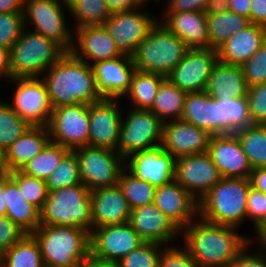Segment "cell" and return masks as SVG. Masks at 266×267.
<instances>
[{
  "instance_id": "obj_1",
  "label": "cell",
  "mask_w": 266,
  "mask_h": 267,
  "mask_svg": "<svg viewBox=\"0 0 266 267\" xmlns=\"http://www.w3.org/2000/svg\"><path fill=\"white\" fill-rule=\"evenodd\" d=\"M235 227L206 222L199 217L181 230L185 249L198 267L232 265L238 254L251 244Z\"/></svg>"
},
{
  "instance_id": "obj_2",
  "label": "cell",
  "mask_w": 266,
  "mask_h": 267,
  "mask_svg": "<svg viewBox=\"0 0 266 267\" xmlns=\"http://www.w3.org/2000/svg\"><path fill=\"white\" fill-rule=\"evenodd\" d=\"M43 80L52 108L91 104L103 99L92 65L66 52L46 72ZM48 75V76H47Z\"/></svg>"
},
{
  "instance_id": "obj_3",
  "label": "cell",
  "mask_w": 266,
  "mask_h": 267,
  "mask_svg": "<svg viewBox=\"0 0 266 267\" xmlns=\"http://www.w3.org/2000/svg\"><path fill=\"white\" fill-rule=\"evenodd\" d=\"M31 235L45 267H81L91 255L90 232L84 228L40 225Z\"/></svg>"
},
{
  "instance_id": "obj_4",
  "label": "cell",
  "mask_w": 266,
  "mask_h": 267,
  "mask_svg": "<svg viewBox=\"0 0 266 267\" xmlns=\"http://www.w3.org/2000/svg\"><path fill=\"white\" fill-rule=\"evenodd\" d=\"M250 186L249 179L222 177L198 201V217L209 223L238 228L247 216V196Z\"/></svg>"
},
{
  "instance_id": "obj_5",
  "label": "cell",
  "mask_w": 266,
  "mask_h": 267,
  "mask_svg": "<svg viewBox=\"0 0 266 267\" xmlns=\"http://www.w3.org/2000/svg\"><path fill=\"white\" fill-rule=\"evenodd\" d=\"M187 45L163 24L157 23L131 55L135 70L167 77L182 61Z\"/></svg>"
},
{
  "instance_id": "obj_6",
  "label": "cell",
  "mask_w": 266,
  "mask_h": 267,
  "mask_svg": "<svg viewBox=\"0 0 266 267\" xmlns=\"http://www.w3.org/2000/svg\"><path fill=\"white\" fill-rule=\"evenodd\" d=\"M66 52L56 41L25 27L10 49L11 78L40 77Z\"/></svg>"
},
{
  "instance_id": "obj_7",
  "label": "cell",
  "mask_w": 266,
  "mask_h": 267,
  "mask_svg": "<svg viewBox=\"0 0 266 267\" xmlns=\"http://www.w3.org/2000/svg\"><path fill=\"white\" fill-rule=\"evenodd\" d=\"M40 214L41 225L84 228L91 233L90 190L81 183L48 191Z\"/></svg>"
},
{
  "instance_id": "obj_8",
  "label": "cell",
  "mask_w": 266,
  "mask_h": 267,
  "mask_svg": "<svg viewBox=\"0 0 266 267\" xmlns=\"http://www.w3.org/2000/svg\"><path fill=\"white\" fill-rule=\"evenodd\" d=\"M62 6L68 9L67 0H24V23L27 27V22L30 21L34 26V30L30 31L56 41L67 52H70L74 42V29L71 31L66 26L64 16L66 8Z\"/></svg>"
},
{
  "instance_id": "obj_9",
  "label": "cell",
  "mask_w": 266,
  "mask_h": 267,
  "mask_svg": "<svg viewBox=\"0 0 266 267\" xmlns=\"http://www.w3.org/2000/svg\"><path fill=\"white\" fill-rule=\"evenodd\" d=\"M122 119L117 152L124 159L161 145L163 122L151 110L133 108Z\"/></svg>"
},
{
  "instance_id": "obj_10",
  "label": "cell",
  "mask_w": 266,
  "mask_h": 267,
  "mask_svg": "<svg viewBox=\"0 0 266 267\" xmlns=\"http://www.w3.org/2000/svg\"><path fill=\"white\" fill-rule=\"evenodd\" d=\"M73 151L79 161L80 180L90 191L118 185L125 159L117 151L91 146Z\"/></svg>"
},
{
  "instance_id": "obj_11",
  "label": "cell",
  "mask_w": 266,
  "mask_h": 267,
  "mask_svg": "<svg viewBox=\"0 0 266 267\" xmlns=\"http://www.w3.org/2000/svg\"><path fill=\"white\" fill-rule=\"evenodd\" d=\"M47 128L50 141L71 151L88 146L89 104L53 108Z\"/></svg>"
},
{
  "instance_id": "obj_12",
  "label": "cell",
  "mask_w": 266,
  "mask_h": 267,
  "mask_svg": "<svg viewBox=\"0 0 266 267\" xmlns=\"http://www.w3.org/2000/svg\"><path fill=\"white\" fill-rule=\"evenodd\" d=\"M10 81L17 87L10 106L30 126H47L53 108L42 78H11Z\"/></svg>"
},
{
  "instance_id": "obj_13",
  "label": "cell",
  "mask_w": 266,
  "mask_h": 267,
  "mask_svg": "<svg viewBox=\"0 0 266 267\" xmlns=\"http://www.w3.org/2000/svg\"><path fill=\"white\" fill-rule=\"evenodd\" d=\"M217 62V50L210 48L188 49L182 61L170 72L167 78L186 93L203 92Z\"/></svg>"
},
{
  "instance_id": "obj_14",
  "label": "cell",
  "mask_w": 266,
  "mask_h": 267,
  "mask_svg": "<svg viewBox=\"0 0 266 267\" xmlns=\"http://www.w3.org/2000/svg\"><path fill=\"white\" fill-rule=\"evenodd\" d=\"M217 166L207 152L176 159L174 180L198 201L220 180Z\"/></svg>"
},
{
  "instance_id": "obj_15",
  "label": "cell",
  "mask_w": 266,
  "mask_h": 267,
  "mask_svg": "<svg viewBox=\"0 0 266 267\" xmlns=\"http://www.w3.org/2000/svg\"><path fill=\"white\" fill-rule=\"evenodd\" d=\"M144 241L129 223L92 229L91 255L103 261L118 262Z\"/></svg>"
},
{
  "instance_id": "obj_16",
  "label": "cell",
  "mask_w": 266,
  "mask_h": 267,
  "mask_svg": "<svg viewBox=\"0 0 266 267\" xmlns=\"http://www.w3.org/2000/svg\"><path fill=\"white\" fill-rule=\"evenodd\" d=\"M156 20L148 13L140 12L139 7L111 13L104 25L115 40L119 50L123 54L131 56L140 42L157 24Z\"/></svg>"
},
{
  "instance_id": "obj_17",
  "label": "cell",
  "mask_w": 266,
  "mask_h": 267,
  "mask_svg": "<svg viewBox=\"0 0 266 267\" xmlns=\"http://www.w3.org/2000/svg\"><path fill=\"white\" fill-rule=\"evenodd\" d=\"M117 98H103L89 104L88 146L117 151L122 111Z\"/></svg>"
},
{
  "instance_id": "obj_18",
  "label": "cell",
  "mask_w": 266,
  "mask_h": 267,
  "mask_svg": "<svg viewBox=\"0 0 266 267\" xmlns=\"http://www.w3.org/2000/svg\"><path fill=\"white\" fill-rule=\"evenodd\" d=\"M124 161V167L129 173L155 187L174 181L176 159L161 145L135 152Z\"/></svg>"
},
{
  "instance_id": "obj_19",
  "label": "cell",
  "mask_w": 266,
  "mask_h": 267,
  "mask_svg": "<svg viewBox=\"0 0 266 267\" xmlns=\"http://www.w3.org/2000/svg\"><path fill=\"white\" fill-rule=\"evenodd\" d=\"M212 135L181 119L163 123L162 148L175 159L208 150Z\"/></svg>"
},
{
  "instance_id": "obj_20",
  "label": "cell",
  "mask_w": 266,
  "mask_h": 267,
  "mask_svg": "<svg viewBox=\"0 0 266 267\" xmlns=\"http://www.w3.org/2000/svg\"><path fill=\"white\" fill-rule=\"evenodd\" d=\"M207 153L222 177L249 179L252 167L234 133L212 135Z\"/></svg>"
},
{
  "instance_id": "obj_21",
  "label": "cell",
  "mask_w": 266,
  "mask_h": 267,
  "mask_svg": "<svg viewBox=\"0 0 266 267\" xmlns=\"http://www.w3.org/2000/svg\"><path fill=\"white\" fill-rule=\"evenodd\" d=\"M153 203L180 230L199 216L198 200L175 180L156 187Z\"/></svg>"
},
{
  "instance_id": "obj_22",
  "label": "cell",
  "mask_w": 266,
  "mask_h": 267,
  "mask_svg": "<svg viewBox=\"0 0 266 267\" xmlns=\"http://www.w3.org/2000/svg\"><path fill=\"white\" fill-rule=\"evenodd\" d=\"M92 229L129 222L131 208L119 185L90 191Z\"/></svg>"
},
{
  "instance_id": "obj_23",
  "label": "cell",
  "mask_w": 266,
  "mask_h": 267,
  "mask_svg": "<svg viewBox=\"0 0 266 267\" xmlns=\"http://www.w3.org/2000/svg\"><path fill=\"white\" fill-rule=\"evenodd\" d=\"M75 29L73 35L76 36L77 40L73 42L70 52L77 59L82 61L89 59L93 61L91 64L93 65L99 61L110 60L124 55L104 24L88 25Z\"/></svg>"
},
{
  "instance_id": "obj_24",
  "label": "cell",
  "mask_w": 266,
  "mask_h": 267,
  "mask_svg": "<svg viewBox=\"0 0 266 267\" xmlns=\"http://www.w3.org/2000/svg\"><path fill=\"white\" fill-rule=\"evenodd\" d=\"M144 242L165 244L181 230L154 203L131 210L128 222Z\"/></svg>"
},
{
  "instance_id": "obj_25",
  "label": "cell",
  "mask_w": 266,
  "mask_h": 267,
  "mask_svg": "<svg viewBox=\"0 0 266 267\" xmlns=\"http://www.w3.org/2000/svg\"><path fill=\"white\" fill-rule=\"evenodd\" d=\"M97 89L103 98H122L130 89L135 66L130 55L99 61L92 65Z\"/></svg>"
},
{
  "instance_id": "obj_26",
  "label": "cell",
  "mask_w": 266,
  "mask_h": 267,
  "mask_svg": "<svg viewBox=\"0 0 266 267\" xmlns=\"http://www.w3.org/2000/svg\"><path fill=\"white\" fill-rule=\"evenodd\" d=\"M266 42V27L250 24L240 30L218 49V61L228 65L241 66L249 60Z\"/></svg>"
},
{
  "instance_id": "obj_27",
  "label": "cell",
  "mask_w": 266,
  "mask_h": 267,
  "mask_svg": "<svg viewBox=\"0 0 266 267\" xmlns=\"http://www.w3.org/2000/svg\"><path fill=\"white\" fill-rule=\"evenodd\" d=\"M164 18L161 24L178 36L189 49L209 48L207 19L203 11L165 12Z\"/></svg>"
},
{
  "instance_id": "obj_28",
  "label": "cell",
  "mask_w": 266,
  "mask_h": 267,
  "mask_svg": "<svg viewBox=\"0 0 266 267\" xmlns=\"http://www.w3.org/2000/svg\"><path fill=\"white\" fill-rule=\"evenodd\" d=\"M50 141L47 126H31L3 153L4 172L21 170Z\"/></svg>"
},
{
  "instance_id": "obj_29",
  "label": "cell",
  "mask_w": 266,
  "mask_h": 267,
  "mask_svg": "<svg viewBox=\"0 0 266 267\" xmlns=\"http://www.w3.org/2000/svg\"><path fill=\"white\" fill-rule=\"evenodd\" d=\"M181 120L206 130L211 135H221L218 99L214 100L205 91L187 93Z\"/></svg>"
},
{
  "instance_id": "obj_30",
  "label": "cell",
  "mask_w": 266,
  "mask_h": 267,
  "mask_svg": "<svg viewBox=\"0 0 266 267\" xmlns=\"http://www.w3.org/2000/svg\"><path fill=\"white\" fill-rule=\"evenodd\" d=\"M204 91L214 100L246 96L248 86L241 66L228 65L218 61L209 76Z\"/></svg>"
},
{
  "instance_id": "obj_31",
  "label": "cell",
  "mask_w": 266,
  "mask_h": 267,
  "mask_svg": "<svg viewBox=\"0 0 266 267\" xmlns=\"http://www.w3.org/2000/svg\"><path fill=\"white\" fill-rule=\"evenodd\" d=\"M6 216L27 234L33 233L41 225L40 210L26 201L18 185L5 173Z\"/></svg>"
},
{
  "instance_id": "obj_32",
  "label": "cell",
  "mask_w": 266,
  "mask_h": 267,
  "mask_svg": "<svg viewBox=\"0 0 266 267\" xmlns=\"http://www.w3.org/2000/svg\"><path fill=\"white\" fill-rule=\"evenodd\" d=\"M209 48L217 50L230 37L250 25L249 18L232 11L206 15Z\"/></svg>"
},
{
  "instance_id": "obj_33",
  "label": "cell",
  "mask_w": 266,
  "mask_h": 267,
  "mask_svg": "<svg viewBox=\"0 0 266 267\" xmlns=\"http://www.w3.org/2000/svg\"><path fill=\"white\" fill-rule=\"evenodd\" d=\"M186 96L187 93L185 91H182L166 78L161 83L154 103L149 110L163 123L172 119H181Z\"/></svg>"
},
{
  "instance_id": "obj_34",
  "label": "cell",
  "mask_w": 266,
  "mask_h": 267,
  "mask_svg": "<svg viewBox=\"0 0 266 267\" xmlns=\"http://www.w3.org/2000/svg\"><path fill=\"white\" fill-rule=\"evenodd\" d=\"M166 78L161 74L135 70L131 78L130 89L125 94L131 99L133 108L149 110L161 83Z\"/></svg>"
},
{
  "instance_id": "obj_35",
  "label": "cell",
  "mask_w": 266,
  "mask_h": 267,
  "mask_svg": "<svg viewBox=\"0 0 266 267\" xmlns=\"http://www.w3.org/2000/svg\"><path fill=\"white\" fill-rule=\"evenodd\" d=\"M252 169L266 167V125L252 124L233 132Z\"/></svg>"
},
{
  "instance_id": "obj_36",
  "label": "cell",
  "mask_w": 266,
  "mask_h": 267,
  "mask_svg": "<svg viewBox=\"0 0 266 267\" xmlns=\"http://www.w3.org/2000/svg\"><path fill=\"white\" fill-rule=\"evenodd\" d=\"M218 113L221 135L252 125L246 96L218 99Z\"/></svg>"
},
{
  "instance_id": "obj_37",
  "label": "cell",
  "mask_w": 266,
  "mask_h": 267,
  "mask_svg": "<svg viewBox=\"0 0 266 267\" xmlns=\"http://www.w3.org/2000/svg\"><path fill=\"white\" fill-rule=\"evenodd\" d=\"M5 267H45L36 239L26 234L0 256Z\"/></svg>"
},
{
  "instance_id": "obj_38",
  "label": "cell",
  "mask_w": 266,
  "mask_h": 267,
  "mask_svg": "<svg viewBox=\"0 0 266 267\" xmlns=\"http://www.w3.org/2000/svg\"><path fill=\"white\" fill-rule=\"evenodd\" d=\"M69 151L65 146L49 141L21 171L26 175L46 181Z\"/></svg>"
},
{
  "instance_id": "obj_39",
  "label": "cell",
  "mask_w": 266,
  "mask_h": 267,
  "mask_svg": "<svg viewBox=\"0 0 266 267\" xmlns=\"http://www.w3.org/2000/svg\"><path fill=\"white\" fill-rule=\"evenodd\" d=\"M68 11L74 16L76 27L103 25L110 17L105 0H67Z\"/></svg>"
},
{
  "instance_id": "obj_40",
  "label": "cell",
  "mask_w": 266,
  "mask_h": 267,
  "mask_svg": "<svg viewBox=\"0 0 266 267\" xmlns=\"http://www.w3.org/2000/svg\"><path fill=\"white\" fill-rule=\"evenodd\" d=\"M118 185L122 189L131 210L152 204L154 201L156 187L134 177L125 168L120 173Z\"/></svg>"
},
{
  "instance_id": "obj_41",
  "label": "cell",
  "mask_w": 266,
  "mask_h": 267,
  "mask_svg": "<svg viewBox=\"0 0 266 267\" xmlns=\"http://www.w3.org/2000/svg\"><path fill=\"white\" fill-rule=\"evenodd\" d=\"M31 126L23 120L9 102L0 101V150L4 151Z\"/></svg>"
},
{
  "instance_id": "obj_42",
  "label": "cell",
  "mask_w": 266,
  "mask_h": 267,
  "mask_svg": "<svg viewBox=\"0 0 266 267\" xmlns=\"http://www.w3.org/2000/svg\"><path fill=\"white\" fill-rule=\"evenodd\" d=\"M79 161L74 151H69L61 160L60 164L47 178L48 191L81 184Z\"/></svg>"
},
{
  "instance_id": "obj_43",
  "label": "cell",
  "mask_w": 266,
  "mask_h": 267,
  "mask_svg": "<svg viewBox=\"0 0 266 267\" xmlns=\"http://www.w3.org/2000/svg\"><path fill=\"white\" fill-rule=\"evenodd\" d=\"M6 174L18 185L26 201L41 211L48 197L46 181L26 175L21 170Z\"/></svg>"
},
{
  "instance_id": "obj_44",
  "label": "cell",
  "mask_w": 266,
  "mask_h": 267,
  "mask_svg": "<svg viewBox=\"0 0 266 267\" xmlns=\"http://www.w3.org/2000/svg\"><path fill=\"white\" fill-rule=\"evenodd\" d=\"M162 246L155 242H144L117 263L119 267H159Z\"/></svg>"
},
{
  "instance_id": "obj_45",
  "label": "cell",
  "mask_w": 266,
  "mask_h": 267,
  "mask_svg": "<svg viewBox=\"0 0 266 267\" xmlns=\"http://www.w3.org/2000/svg\"><path fill=\"white\" fill-rule=\"evenodd\" d=\"M24 28L23 12L0 13V45L11 49Z\"/></svg>"
},
{
  "instance_id": "obj_46",
  "label": "cell",
  "mask_w": 266,
  "mask_h": 267,
  "mask_svg": "<svg viewBox=\"0 0 266 267\" xmlns=\"http://www.w3.org/2000/svg\"><path fill=\"white\" fill-rule=\"evenodd\" d=\"M241 68L248 87L266 83V42Z\"/></svg>"
},
{
  "instance_id": "obj_47",
  "label": "cell",
  "mask_w": 266,
  "mask_h": 267,
  "mask_svg": "<svg viewBox=\"0 0 266 267\" xmlns=\"http://www.w3.org/2000/svg\"><path fill=\"white\" fill-rule=\"evenodd\" d=\"M246 97L252 124L266 125V83L248 87Z\"/></svg>"
},
{
  "instance_id": "obj_48",
  "label": "cell",
  "mask_w": 266,
  "mask_h": 267,
  "mask_svg": "<svg viewBox=\"0 0 266 267\" xmlns=\"http://www.w3.org/2000/svg\"><path fill=\"white\" fill-rule=\"evenodd\" d=\"M27 233L7 216L0 217V256Z\"/></svg>"
},
{
  "instance_id": "obj_49",
  "label": "cell",
  "mask_w": 266,
  "mask_h": 267,
  "mask_svg": "<svg viewBox=\"0 0 266 267\" xmlns=\"http://www.w3.org/2000/svg\"><path fill=\"white\" fill-rule=\"evenodd\" d=\"M162 251L159 267H198L185 248L179 249L174 246L167 247Z\"/></svg>"
},
{
  "instance_id": "obj_50",
  "label": "cell",
  "mask_w": 266,
  "mask_h": 267,
  "mask_svg": "<svg viewBox=\"0 0 266 267\" xmlns=\"http://www.w3.org/2000/svg\"><path fill=\"white\" fill-rule=\"evenodd\" d=\"M266 215V193L250 186L247 196V216L254 226Z\"/></svg>"
},
{
  "instance_id": "obj_51",
  "label": "cell",
  "mask_w": 266,
  "mask_h": 267,
  "mask_svg": "<svg viewBox=\"0 0 266 267\" xmlns=\"http://www.w3.org/2000/svg\"><path fill=\"white\" fill-rule=\"evenodd\" d=\"M248 245L238 254L233 262L234 267H266V255L261 252H247ZM264 256H263V255ZM265 257V258H264Z\"/></svg>"
},
{
  "instance_id": "obj_52",
  "label": "cell",
  "mask_w": 266,
  "mask_h": 267,
  "mask_svg": "<svg viewBox=\"0 0 266 267\" xmlns=\"http://www.w3.org/2000/svg\"><path fill=\"white\" fill-rule=\"evenodd\" d=\"M208 0H170L166 12L203 11Z\"/></svg>"
},
{
  "instance_id": "obj_53",
  "label": "cell",
  "mask_w": 266,
  "mask_h": 267,
  "mask_svg": "<svg viewBox=\"0 0 266 267\" xmlns=\"http://www.w3.org/2000/svg\"><path fill=\"white\" fill-rule=\"evenodd\" d=\"M249 21L266 27V0H251Z\"/></svg>"
},
{
  "instance_id": "obj_54",
  "label": "cell",
  "mask_w": 266,
  "mask_h": 267,
  "mask_svg": "<svg viewBox=\"0 0 266 267\" xmlns=\"http://www.w3.org/2000/svg\"><path fill=\"white\" fill-rule=\"evenodd\" d=\"M107 8L111 13L136 9L141 5L136 0H105Z\"/></svg>"
},
{
  "instance_id": "obj_55",
  "label": "cell",
  "mask_w": 266,
  "mask_h": 267,
  "mask_svg": "<svg viewBox=\"0 0 266 267\" xmlns=\"http://www.w3.org/2000/svg\"><path fill=\"white\" fill-rule=\"evenodd\" d=\"M249 181L253 188L266 193V167L252 169Z\"/></svg>"
},
{
  "instance_id": "obj_56",
  "label": "cell",
  "mask_w": 266,
  "mask_h": 267,
  "mask_svg": "<svg viewBox=\"0 0 266 267\" xmlns=\"http://www.w3.org/2000/svg\"><path fill=\"white\" fill-rule=\"evenodd\" d=\"M0 77L11 79L10 49L0 45Z\"/></svg>"
},
{
  "instance_id": "obj_57",
  "label": "cell",
  "mask_w": 266,
  "mask_h": 267,
  "mask_svg": "<svg viewBox=\"0 0 266 267\" xmlns=\"http://www.w3.org/2000/svg\"><path fill=\"white\" fill-rule=\"evenodd\" d=\"M229 11V0H208L204 9L206 15Z\"/></svg>"
},
{
  "instance_id": "obj_58",
  "label": "cell",
  "mask_w": 266,
  "mask_h": 267,
  "mask_svg": "<svg viewBox=\"0 0 266 267\" xmlns=\"http://www.w3.org/2000/svg\"><path fill=\"white\" fill-rule=\"evenodd\" d=\"M251 0H229V11L249 18Z\"/></svg>"
},
{
  "instance_id": "obj_59",
  "label": "cell",
  "mask_w": 266,
  "mask_h": 267,
  "mask_svg": "<svg viewBox=\"0 0 266 267\" xmlns=\"http://www.w3.org/2000/svg\"><path fill=\"white\" fill-rule=\"evenodd\" d=\"M24 0H0V13L23 12Z\"/></svg>"
},
{
  "instance_id": "obj_60",
  "label": "cell",
  "mask_w": 266,
  "mask_h": 267,
  "mask_svg": "<svg viewBox=\"0 0 266 267\" xmlns=\"http://www.w3.org/2000/svg\"><path fill=\"white\" fill-rule=\"evenodd\" d=\"M256 230L257 240L259 242V245L264 250L262 252H265L266 249V215L259 220V222L254 226Z\"/></svg>"
},
{
  "instance_id": "obj_61",
  "label": "cell",
  "mask_w": 266,
  "mask_h": 267,
  "mask_svg": "<svg viewBox=\"0 0 266 267\" xmlns=\"http://www.w3.org/2000/svg\"><path fill=\"white\" fill-rule=\"evenodd\" d=\"M81 267H119V265L117 262L103 261L90 255Z\"/></svg>"
},
{
  "instance_id": "obj_62",
  "label": "cell",
  "mask_w": 266,
  "mask_h": 267,
  "mask_svg": "<svg viewBox=\"0 0 266 267\" xmlns=\"http://www.w3.org/2000/svg\"><path fill=\"white\" fill-rule=\"evenodd\" d=\"M5 173L0 177V217L6 216L5 204Z\"/></svg>"
},
{
  "instance_id": "obj_63",
  "label": "cell",
  "mask_w": 266,
  "mask_h": 267,
  "mask_svg": "<svg viewBox=\"0 0 266 267\" xmlns=\"http://www.w3.org/2000/svg\"><path fill=\"white\" fill-rule=\"evenodd\" d=\"M0 169H4L3 166V152L0 150Z\"/></svg>"
},
{
  "instance_id": "obj_64",
  "label": "cell",
  "mask_w": 266,
  "mask_h": 267,
  "mask_svg": "<svg viewBox=\"0 0 266 267\" xmlns=\"http://www.w3.org/2000/svg\"><path fill=\"white\" fill-rule=\"evenodd\" d=\"M141 6L145 5L148 0H136Z\"/></svg>"
},
{
  "instance_id": "obj_65",
  "label": "cell",
  "mask_w": 266,
  "mask_h": 267,
  "mask_svg": "<svg viewBox=\"0 0 266 267\" xmlns=\"http://www.w3.org/2000/svg\"><path fill=\"white\" fill-rule=\"evenodd\" d=\"M4 169H0V177L4 174Z\"/></svg>"
},
{
  "instance_id": "obj_66",
  "label": "cell",
  "mask_w": 266,
  "mask_h": 267,
  "mask_svg": "<svg viewBox=\"0 0 266 267\" xmlns=\"http://www.w3.org/2000/svg\"><path fill=\"white\" fill-rule=\"evenodd\" d=\"M0 267H5L1 260H0Z\"/></svg>"
},
{
  "instance_id": "obj_67",
  "label": "cell",
  "mask_w": 266,
  "mask_h": 267,
  "mask_svg": "<svg viewBox=\"0 0 266 267\" xmlns=\"http://www.w3.org/2000/svg\"><path fill=\"white\" fill-rule=\"evenodd\" d=\"M220 267H234L233 264L232 265H228V266H220Z\"/></svg>"
}]
</instances>
